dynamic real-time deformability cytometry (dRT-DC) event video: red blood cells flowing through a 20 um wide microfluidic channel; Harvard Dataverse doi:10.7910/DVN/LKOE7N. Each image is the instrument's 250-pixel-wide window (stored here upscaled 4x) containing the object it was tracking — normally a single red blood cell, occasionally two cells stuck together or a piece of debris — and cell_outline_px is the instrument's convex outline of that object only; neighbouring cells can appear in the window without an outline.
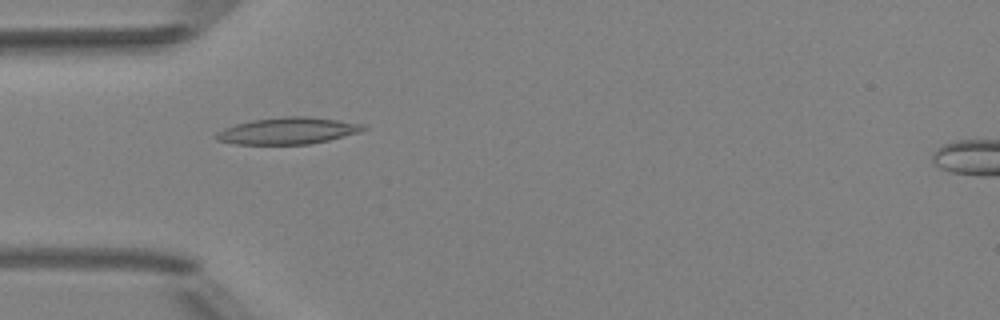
{"species": "Egyptian fruit bat (a non-hibernating species)", "species_latin": "Rousettus aegyptiacus", "temperature_condition": "room temperature", "stored_images_in_passage": 6, "camera_frame_rate_fps": 3000, "um_per_image_px": 0.085, "animal": {"sex": "female"}, "frame": {"image": 1, "passage_image": 5, "time_ms": 4.667, "image_size_px": [1000, 320], "cell_outline_px": [[368, 128], [360, 132], [328, 140], [308, 144], [236, 144], [216, 140], [212, 136], [216, 132], [224, 128], [236, 124], [252, 120], [284, 116], [308, 116], [364, 124]], "centroid_in_image_um": [24.43, 11.12], "position_along_channel_um": 60.6, "area_um2": 22.89}}
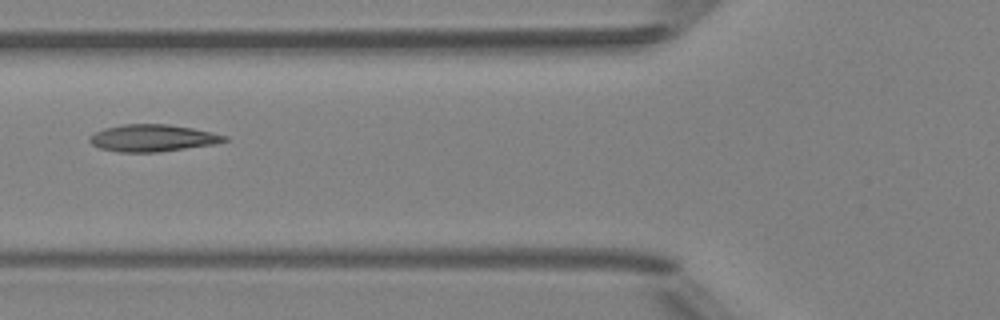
{"frame": {"image": 2, "passage_image": 6, "time_ms": 6.0, "image_size_px": [1000, 320], "cell_outline_px": [[228, 140], [216, 144], [156, 152], [120, 152], [100, 148], [92, 144], [88, 140], [88, 136], [104, 128], [124, 124], [168, 124], [192, 128], [212, 132], [228, 136]], "centroid_in_image_um": [12.97, 11.73], "position_along_channel_um": 112.8, "area_um2": 21.21}}